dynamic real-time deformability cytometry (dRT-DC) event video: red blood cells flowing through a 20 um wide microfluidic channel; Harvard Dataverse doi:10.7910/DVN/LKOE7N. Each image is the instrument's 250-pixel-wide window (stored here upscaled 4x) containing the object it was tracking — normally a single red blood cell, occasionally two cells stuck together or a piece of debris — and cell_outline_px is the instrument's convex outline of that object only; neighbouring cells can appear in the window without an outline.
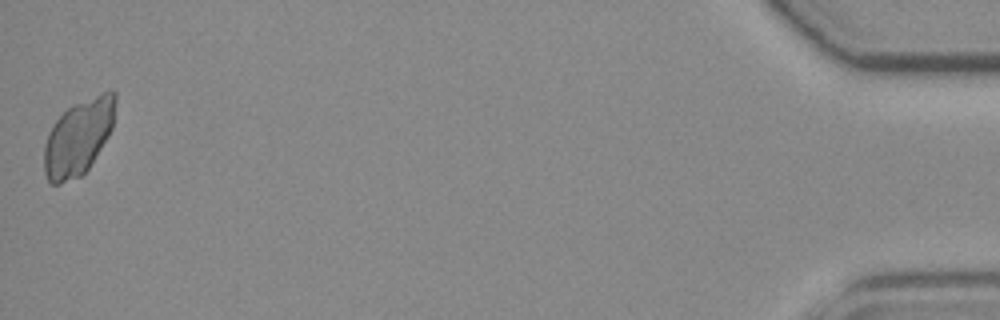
{"species": "common noctule bat (a hibernating species)", "species_latin": "Nyctalus noctula", "temperature_condition": "room temperature", "stored_images_in_passage": 53, "camera_frame_rate_fps": 3000, "um_per_image_px": 0.085, "animal": {"sex": "female", "body_mass_g": 19.3, "forearm_length_mm": 54.1}, "frame": {"image": 1, "passage_image": 53, "time_ms": 17.333, "image_size_px": [1000, 320], "cell_outline_px": [[116, 104], [112, 128], [108, 136], [88, 168], [80, 176], [60, 184], [48, 184], [44, 172], [44, 144], [48, 132], [56, 120], [72, 104], [112, 88], [116, 92]], "centroid_in_image_um": [6.66, 11.65], "position_along_channel_um": 428.5, "area_um2": 31.62}}